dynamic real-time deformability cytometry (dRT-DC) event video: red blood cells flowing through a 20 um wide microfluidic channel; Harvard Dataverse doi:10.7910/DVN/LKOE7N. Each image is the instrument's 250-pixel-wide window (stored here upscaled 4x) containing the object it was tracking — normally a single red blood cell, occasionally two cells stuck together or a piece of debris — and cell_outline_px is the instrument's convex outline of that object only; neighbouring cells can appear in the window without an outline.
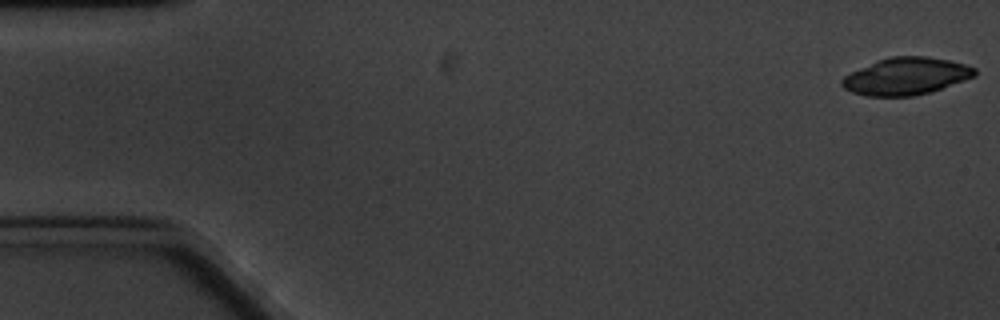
{"species": "common noctule bat (a hibernating species)", "species_latin": "Nyctalus noctula", "temperature_condition": "cold", "stored_images_in_passage": 4, "camera_frame_rate_fps": 3000, "um_per_image_px": 0.085, "animal": {"sex": "male", "body_mass_g": 20.1, "forearm_length_mm": 53.5}, "frame": {"image": 1, "passage_image": 1, "time_ms": 0.0, "image_size_px": [1000, 320], "cell_outline_px": [[976, 76], [932, 92], [912, 96], [864, 96], [852, 92], [844, 88], [840, 84], [840, 80], [844, 76], [876, 60], [892, 56], [928, 56], [948, 60], [964, 64], [976, 68]], "centroid_in_image_um": [77.01, 6.48], "position_along_channel_um": 8.0, "area_um2": 28.9}}